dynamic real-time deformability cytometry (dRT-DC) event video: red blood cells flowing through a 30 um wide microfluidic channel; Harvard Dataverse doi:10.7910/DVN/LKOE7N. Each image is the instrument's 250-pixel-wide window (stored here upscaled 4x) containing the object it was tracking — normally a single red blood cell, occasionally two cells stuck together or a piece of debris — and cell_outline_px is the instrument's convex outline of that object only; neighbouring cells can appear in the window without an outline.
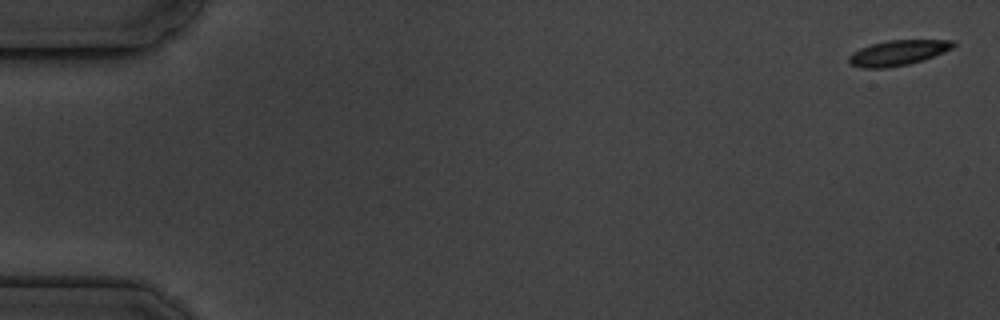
{"species": "common noctule bat (a hibernating species)", "species_latin": "Nyctalus noctula", "temperature_condition": "cold", "stored_images_in_passage": 5, "camera_frame_rate_fps": 3000, "um_per_image_px": 0.085, "animal": {"sex": "male", "body_mass_g": 19.5, "forearm_length_mm": 54.6}, "frame": {"image": 1, "passage_image": 1, "time_ms": 0.0, "image_size_px": [1000, 320], "cell_outline_px": [[956, 44], [952, 48], [944, 52], [924, 60], [908, 64], [888, 68], [864, 68], [852, 64], [848, 60], [848, 56], [852, 52], [860, 48], [872, 44], [888, 40], [956, 40]], "centroid_in_image_um": [76.34, 4.48], "position_along_channel_um": 8.7, "area_um2": 15.37}}
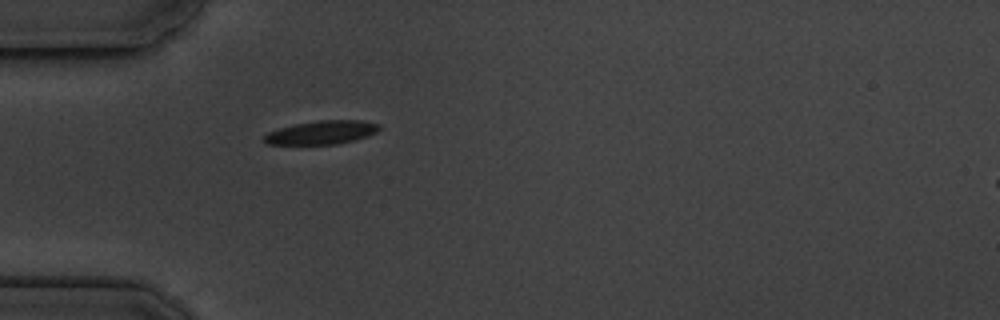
{"frame": {"image": 2, "passage_image": 5, "time_ms": 5.333, "image_size_px": [1000, 320], "cell_outline_px": [[380, 128], [376, 132], [368, 136], [356, 140], [336, 144], [268, 144], [264, 140], [264, 136], [268, 132], [280, 128], [296, 124], [320, 120], [360, 120], [380, 124]], "centroid_in_image_um": [27.38, 11.26], "position_along_channel_um": 57.6, "area_um2": 15.66}}